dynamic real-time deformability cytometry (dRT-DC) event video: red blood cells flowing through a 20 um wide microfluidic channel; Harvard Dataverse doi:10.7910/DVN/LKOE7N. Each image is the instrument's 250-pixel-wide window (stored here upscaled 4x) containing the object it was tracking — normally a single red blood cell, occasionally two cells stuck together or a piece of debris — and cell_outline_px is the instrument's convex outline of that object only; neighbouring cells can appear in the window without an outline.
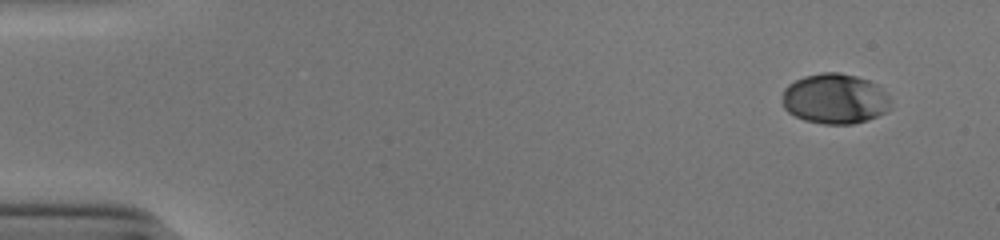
{"species": "human", "species_latin": "Homo sapiens", "temperature_condition": "cold", "stored_images_in_passage": 50, "camera_frame_rate_fps": 3000, "um_per_image_px": 0.085, "donor": {"sex": "male"}, "frame": {"image": 1, "passage_image": 1, "time_ms": 0.0, "image_size_px": [1000, 240], "cell_outline_px": [[892, 100], [888, 108], [884, 112], [868, 120], [852, 124], [824, 124], [804, 120], [788, 112], [784, 108], [784, 88], [788, 84], [804, 76], [820, 72], [840, 72], [856, 76], [868, 80], [876, 84]], "centroid_in_image_um": [70.96, 8.39], "position_along_channel_um": 14.0, "area_um2": 31.62}}
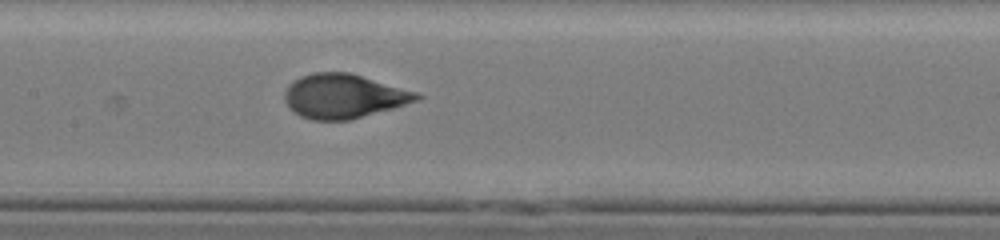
{"frame": {"image": 2, "passage_image": 24, "time_ms": 7.667, "image_size_px": [1000, 240], "cell_outline_px": [[424, 96], [420, 100], [392, 108], [348, 120], [312, 120], [300, 116], [288, 108], [284, 100], [284, 92], [288, 84], [300, 76], [312, 72], [348, 72], [416, 92]], "centroid_in_image_um": [29.16, 8.17], "position_along_channel_um": 178.2, "area_um2": 33.93}}
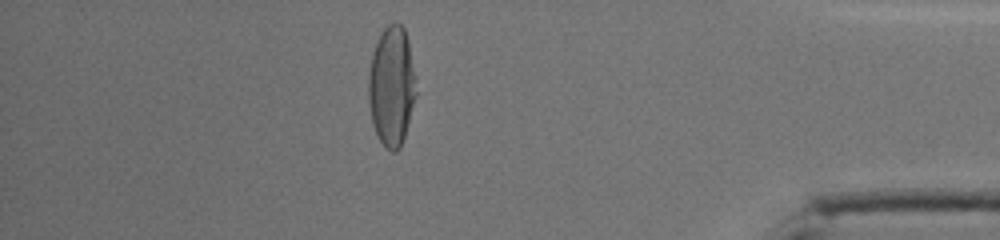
{"frame": {"image": 3, "passage_image": 44, "time_ms": 14.333, "image_size_px": [1000, 240], "cell_outline_px": [[416, 96], [404, 136], [400, 148], [396, 152], [392, 152], [384, 148], [372, 124], [368, 104], [368, 76], [372, 52], [384, 28], [392, 20], [396, 20], [404, 28], [408, 40], [416, 80]], "centroid_in_image_um": [33.28, 7.32], "position_along_channel_um": 401.9, "area_um2": 33.52}, "authors_computed_cell_mechanics": {"area_um2": 33.3506, "velocity_mm_per_s": 3.9027, "shape_relaxation_time_tau1_ms": 6.0494, "shape_relaxation_time_tau2_ms": null, "deformation_change_tau1": 0.2522, "deformation_change_tau2": null}}